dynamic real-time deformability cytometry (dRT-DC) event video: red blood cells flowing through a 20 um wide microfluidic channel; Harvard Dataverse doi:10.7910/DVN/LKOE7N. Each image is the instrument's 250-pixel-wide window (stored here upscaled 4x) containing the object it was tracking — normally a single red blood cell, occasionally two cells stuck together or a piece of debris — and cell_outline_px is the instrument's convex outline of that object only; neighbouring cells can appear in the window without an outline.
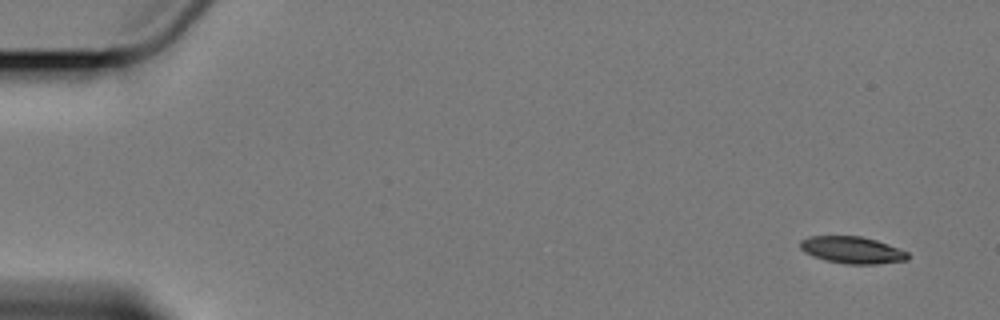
{"species": "Egyptian fruit bat (a non-hibernating species)", "species_latin": "Rousettus aegyptiacus", "temperature_condition": "cold", "stored_images_in_passage": 11, "camera_frame_rate_fps": 3000, "um_per_image_px": 0.085, "animal": {"sex": "female"}, "frame": {"image": 1, "passage_image": 1, "time_ms": 0.0, "image_size_px": [1000, 320], "cell_outline_px": [[908, 260], [876, 264], [848, 264], [828, 260], [812, 256], [804, 252], [800, 248], [800, 240], [808, 236], [860, 236], [876, 240], [888, 244], [908, 252]], "centroid_in_image_um": [72.42, 21.24], "position_along_channel_um": 12.6, "area_um2": 16.82}}
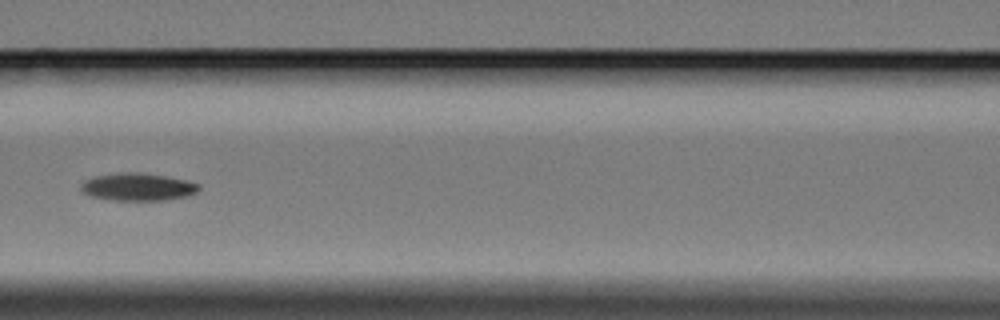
{"frame": {"image": 2, "passage_image": 7, "time_ms": 8.0, "image_size_px": [1000, 320], "cell_outline_px": [[200, 188], [196, 192], [188, 196], [164, 200], [112, 200], [92, 196], [80, 192], [80, 184], [84, 180], [92, 176], [120, 172], [140, 172], [164, 176], [184, 180], [200, 184]], "centroid_in_image_um": [11.66, 15.88], "position_along_channel_um": 154.9, "area_um2": 19.07}}
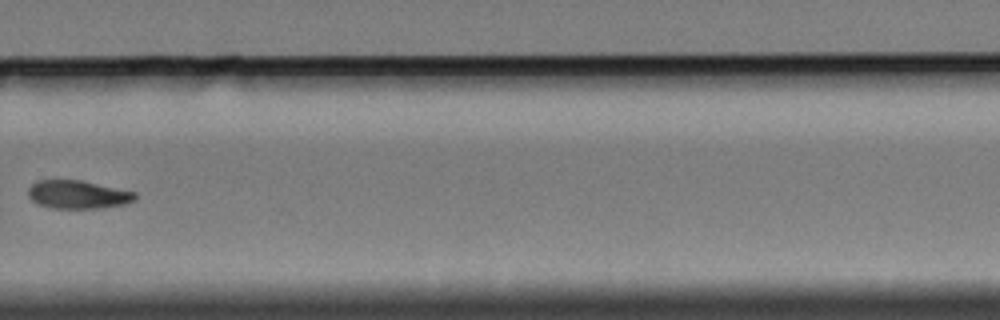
{"frame": {"image": 3, "passage_image": 11, "time_ms": 13.0, "image_size_px": [1000, 320], "cell_outline_px": [[136, 196], [132, 200], [124, 204], [104, 208], [52, 208], [40, 204], [32, 200], [28, 196], [28, 188], [36, 180], [84, 180], [136, 192]], "centroid_in_image_um": [6.61, 16.52], "position_along_channel_um": 323.2, "area_um2": 17.63}}